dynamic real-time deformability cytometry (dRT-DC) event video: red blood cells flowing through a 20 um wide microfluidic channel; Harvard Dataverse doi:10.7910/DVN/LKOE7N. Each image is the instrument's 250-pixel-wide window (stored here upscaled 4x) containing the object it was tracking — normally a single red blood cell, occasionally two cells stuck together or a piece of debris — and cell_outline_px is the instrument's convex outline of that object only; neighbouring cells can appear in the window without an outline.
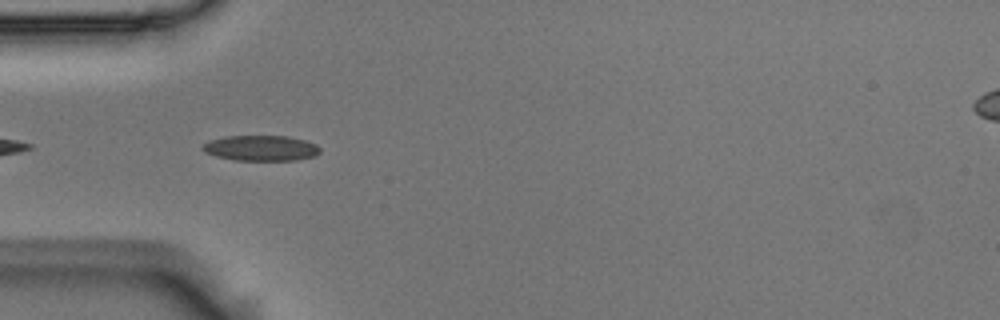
{"species": "Egyptian fruit bat (a non-hibernating species)", "species_latin": "Rousettus aegyptiacus", "temperature_condition": "room temperature", "stored_images_in_passage": 40, "camera_frame_rate_fps": 3000, "um_per_image_px": 0.085, "animal": {"sex": "male"}, "frame": {"image": 1, "passage_image": 3, "time_ms": 0.667, "image_size_px": [1000, 320], "cell_outline_px": [[320, 152], [312, 156], [296, 160], [232, 160], [216, 156], [204, 152], [200, 148], [208, 140], [224, 136], [288, 136], [304, 140], [316, 144], [320, 148]], "centroid_in_image_um": [22.13, 12.58], "position_along_channel_um": 62.9, "area_um2": 17.46}}
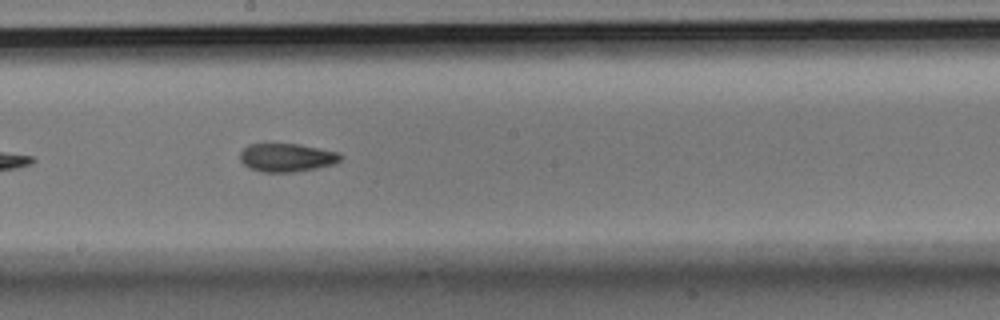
{"frame": {"image": 2, "passage_image": 16, "time_ms": 5.0, "image_size_px": [1000, 320], "cell_outline_px": [[344, 156], [336, 164], [296, 172], [264, 172], [248, 168], [240, 160], [240, 152], [248, 144], [300, 144], [340, 152]], "centroid_in_image_um": [24.41, 13.39], "position_along_channel_um": 223.8, "area_um2": 16.82}}
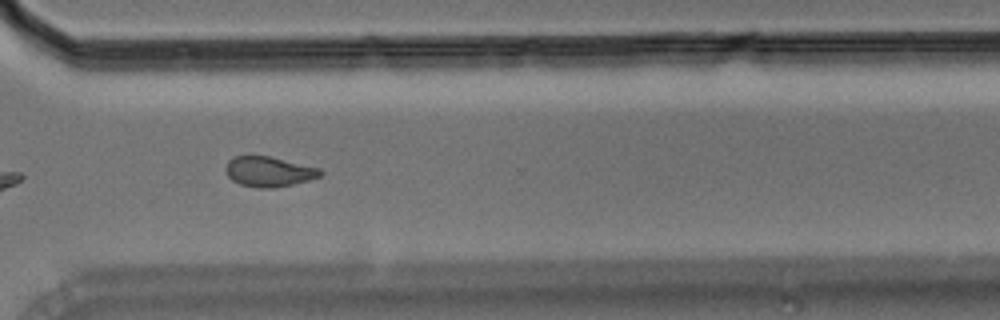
{"frame": {"image": 3, "passage_image": 26, "time_ms": 8.333, "image_size_px": [1000, 320], "cell_outline_px": [[324, 172], [320, 176], [308, 180], [292, 184], [272, 188], [256, 188], [240, 184], [232, 180], [224, 172], [224, 168], [228, 160], [232, 156], [268, 156], [320, 168]], "centroid_in_image_um": [22.81, 14.59], "position_along_channel_um": 347.8, "area_um2": 16.65}, "authors_computed_cell_mechanics": {"area_um2": 17.0799, "velocity_mm_per_s": 3.7266, "shape_relaxation_time_tau1_ms": null, "shape_relaxation_time_tau2_ms": 2.816, "deformation_change_tau1": null, "deformation_change_tau2": 0.078}}